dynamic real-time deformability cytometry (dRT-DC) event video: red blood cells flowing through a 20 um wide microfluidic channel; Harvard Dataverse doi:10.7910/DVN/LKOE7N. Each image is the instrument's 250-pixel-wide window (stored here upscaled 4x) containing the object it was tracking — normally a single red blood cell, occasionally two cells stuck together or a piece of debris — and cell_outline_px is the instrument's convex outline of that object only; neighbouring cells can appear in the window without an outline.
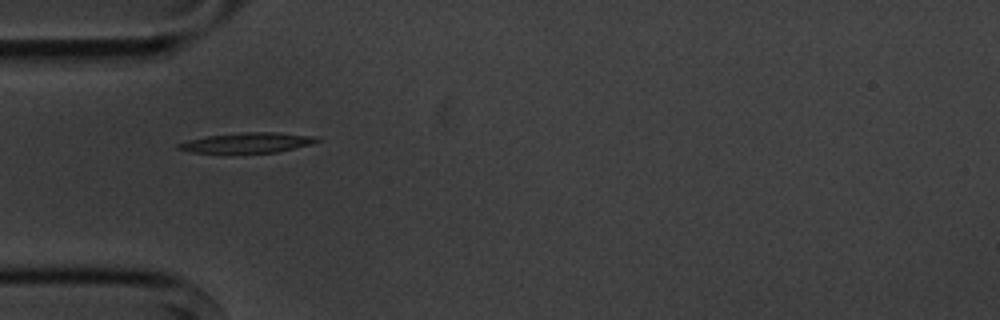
{"species": "common noctule bat (a hibernating species)", "species_latin": "Nyctalus noctula", "temperature_condition": "cold", "stored_images_in_passage": 3, "camera_frame_rate_fps": 3000, "um_per_image_px": 0.085, "animal": {"sex": "male", "body_mass_g": 20.1, "forearm_length_mm": 53.5}, "frame": {"image": 1, "passage_image": 1, "time_ms": 0.0, "image_size_px": [1000, 320], "cell_outline_px": [[320, 140], [308, 144], [276, 152], [192, 152], [176, 148], [176, 144], [188, 140], [208, 136], [244, 132], [276, 132], [316, 136]], "centroid_in_image_um": [21.0, 12.11], "position_along_channel_um": 64.0, "area_um2": 15.78}}
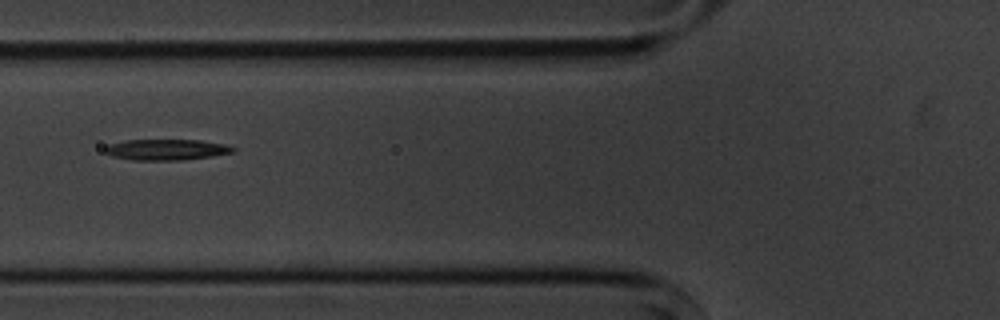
{"frame": {"image": 2, "passage_image": 2, "time_ms": 1.333, "image_size_px": [1000, 320], "cell_outline_px": [[236, 152], [212, 156], [180, 160], [136, 160], [112, 156], [104, 152], [104, 148], [108, 144], [124, 140], [200, 140], [228, 144], [236, 148]], "centroid_in_image_um": [14.18, 12.71], "position_along_channel_um": 111.6, "area_um2": 15.72}}
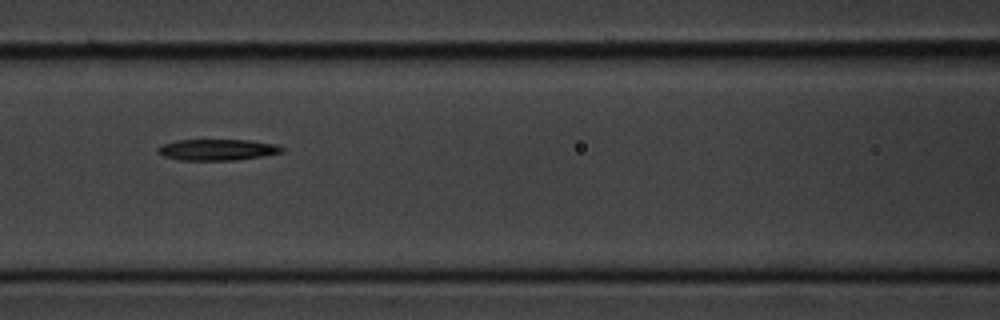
{"frame": {"image": 3, "passage_image": 3, "time_ms": 2.333, "image_size_px": [1000, 320], "cell_outline_px": [[284, 152], [236, 160], [180, 160], [164, 156], [156, 152], [156, 148], [160, 144], [180, 140], [248, 140], [276, 144], [284, 148]], "centroid_in_image_um": [18.44, 12.72], "position_along_channel_um": 148.2, "area_um2": 15.32}}